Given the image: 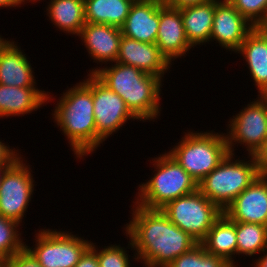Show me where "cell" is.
<instances>
[{
	"label": "cell",
	"instance_id": "obj_29",
	"mask_svg": "<svg viewBox=\"0 0 267 267\" xmlns=\"http://www.w3.org/2000/svg\"><path fill=\"white\" fill-rule=\"evenodd\" d=\"M254 27L267 18V0H228Z\"/></svg>",
	"mask_w": 267,
	"mask_h": 267
},
{
	"label": "cell",
	"instance_id": "obj_27",
	"mask_svg": "<svg viewBox=\"0 0 267 267\" xmlns=\"http://www.w3.org/2000/svg\"><path fill=\"white\" fill-rule=\"evenodd\" d=\"M19 226L18 222L0 215V258L9 259L25 249L26 244L21 239Z\"/></svg>",
	"mask_w": 267,
	"mask_h": 267
},
{
	"label": "cell",
	"instance_id": "obj_20",
	"mask_svg": "<svg viewBox=\"0 0 267 267\" xmlns=\"http://www.w3.org/2000/svg\"><path fill=\"white\" fill-rule=\"evenodd\" d=\"M201 244L207 253L221 257L231 266L238 267L234 260L237 255L236 222L224 213L214 222Z\"/></svg>",
	"mask_w": 267,
	"mask_h": 267
},
{
	"label": "cell",
	"instance_id": "obj_17",
	"mask_svg": "<svg viewBox=\"0 0 267 267\" xmlns=\"http://www.w3.org/2000/svg\"><path fill=\"white\" fill-rule=\"evenodd\" d=\"M159 30V0H135L121 27L122 35L146 43H156Z\"/></svg>",
	"mask_w": 267,
	"mask_h": 267
},
{
	"label": "cell",
	"instance_id": "obj_26",
	"mask_svg": "<svg viewBox=\"0 0 267 267\" xmlns=\"http://www.w3.org/2000/svg\"><path fill=\"white\" fill-rule=\"evenodd\" d=\"M166 267H233L221 257L209 254L204 246L198 243L190 251L174 259Z\"/></svg>",
	"mask_w": 267,
	"mask_h": 267
},
{
	"label": "cell",
	"instance_id": "obj_1",
	"mask_svg": "<svg viewBox=\"0 0 267 267\" xmlns=\"http://www.w3.org/2000/svg\"><path fill=\"white\" fill-rule=\"evenodd\" d=\"M131 210L132 219L124 227V235L129 238L127 248L135 250L134 261L143 266L166 267L198 244L161 209H148L134 203Z\"/></svg>",
	"mask_w": 267,
	"mask_h": 267
},
{
	"label": "cell",
	"instance_id": "obj_2",
	"mask_svg": "<svg viewBox=\"0 0 267 267\" xmlns=\"http://www.w3.org/2000/svg\"><path fill=\"white\" fill-rule=\"evenodd\" d=\"M87 77L61 94L51 114L77 159H84L97 149L92 73Z\"/></svg>",
	"mask_w": 267,
	"mask_h": 267
},
{
	"label": "cell",
	"instance_id": "obj_15",
	"mask_svg": "<svg viewBox=\"0 0 267 267\" xmlns=\"http://www.w3.org/2000/svg\"><path fill=\"white\" fill-rule=\"evenodd\" d=\"M117 63L133 66L163 80L172 67L160 53L156 43L140 42L124 35L121 37Z\"/></svg>",
	"mask_w": 267,
	"mask_h": 267
},
{
	"label": "cell",
	"instance_id": "obj_39",
	"mask_svg": "<svg viewBox=\"0 0 267 267\" xmlns=\"http://www.w3.org/2000/svg\"><path fill=\"white\" fill-rule=\"evenodd\" d=\"M0 267H10L8 259L0 258Z\"/></svg>",
	"mask_w": 267,
	"mask_h": 267
},
{
	"label": "cell",
	"instance_id": "obj_10",
	"mask_svg": "<svg viewBox=\"0 0 267 267\" xmlns=\"http://www.w3.org/2000/svg\"><path fill=\"white\" fill-rule=\"evenodd\" d=\"M21 156L4 174L0 187V215L22 223L34 191L29 163Z\"/></svg>",
	"mask_w": 267,
	"mask_h": 267
},
{
	"label": "cell",
	"instance_id": "obj_3",
	"mask_svg": "<svg viewBox=\"0 0 267 267\" xmlns=\"http://www.w3.org/2000/svg\"><path fill=\"white\" fill-rule=\"evenodd\" d=\"M111 64V65H110ZM89 70L104 85L117 93L127 108L139 120L155 121L161 112V78L133 66L114 62ZM95 69V70H94Z\"/></svg>",
	"mask_w": 267,
	"mask_h": 267
},
{
	"label": "cell",
	"instance_id": "obj_12",
	"mask_svg": "<svg viewBox=\"0 0 267 267\" xmlns=\"http://www.w3.org/2000/svg\"><path fill=\"white\" fill-rule=\"evenodd\" d=\"M254 28L228 0H219L215 6L210 42L214 40L235 53Z\"/></svg>",
	"mask_w": 267,
	"mask_h": 267
},
{
	"label": "cell",
	"instance_id": "obj_31",
	"mask_svg": "<svg viewBox=\"0 0 267 267\" xmlns=\"http://www.w3.org/2000/svg\"><path fill=\"white\" fill-rule=\"evenodd\" d=\"M16 148L10 146L0 140V166H12L22 155Z\"/></svg>",
	"mask_w": 267,
	"mask_h": 267
},
{
	"label": "cell",
	"instance_id": "obj_8",
	"mask_svg": "<svg viewBox=\"0 0 267 267\" xmlns=\"http://www.w3.org/2000/svg\"><path fill=\"white\" fill-rule=\"evenodd\" d=\"M38 232L34 235V248L25 245V249L42 267H75L91 244L67 230L44 228Z\"/></svg>",
	"mask_w": 267,
	"mask_h": 267
},
{
	"label": "cell",
	"instance_id": "obj_13",
	"mask_svg": "<svg viewBox=\"0 0 267 267\" xmlns=\"http://www.w3.org/2000/svg\"><path fill=\"white\" fill-rule=\"evenodd\" d=\"M223 213L234 222L267 226V175H259Z\"/></svg>",
	"mask_w": 267,
	"mask_h": 267
},
{
	"label": "cell",
	"instance_id": "obj_23",
	"mask_svg": "<svg viewBox=\"0 0 267 267\" xmlns=\"http://www.w3.org/2000/svg\"><path fill=\"white\" fill-rule=\"evenodd\" d=\"M46 12L55 28L78 36L86 24L84 0H49Z\"/></svg>",
	"mask_w": 267,
	"mask_h": 267
},
{
	"label": "cell",
	"instance_id": "obj_19",
	"mask_svg": "<svg viewBox=\"0 0 267 267\" xmlns=\"http://www.w3.org/2000/svg\"><path fill=\"white\" fill-rule=\"evenodd\" d=\"M245 59L258 95L267 96V35L255 27L235 52Z\"/></svg>",
	"mask_w": 267,
	"mask_h": 267
},
{
	"label": "cell",
	"instance_id": "obj_33",
	"mask_svg": "<svg viewBox=\"0 0 267 267\" xmlns=\"http://www.w3.org/2000/svg\"><path fill=\"white\" fill-rule=\"evenodd\" d=\"M211 0H163L164 4L174 9H182L189 6L203 4Z\"/></svg>",
	"mask_w": 267,
	"mask_h": 267
},
{
	"label": "cell",
	"instance_id": "obj_21",
	"mask_svg": "<svg viewBox=\"0 0 267 267\" xmlns=\"http://www.w3.org/2000/svg\"><path fill=\"white\" fill-rule=\"evenodd\" d=\"M219 0L180 9L185 34L189 43L195 47L210 42L214 12Z\"/></svg>",
	"mask_w": 267,
	"mask_h": 267
},
{
	"label": "cell",
	"instance_id": "obj_14",
	"mask_svg": "<svg viewBox=\"0 0 267 267\" xmlns=\"http://www.w3.org/2000/svg\"><path fill=\"white\" fill-rule=\"evenodd\" d=\"M156 45L160 53L173 64L176 58L185 57L194 48L187 40L179 9L168 7L159 0V30Z\"/></svg>",
	"mask_w": 267,
	"mask_h": 267
},
{
	"label": "cell",
	"instance_id": "obj_24",
	"mask_svg": "<svg viewBox=\"0 0 267 267\" xmlns=\"http://www.w3.org/2000/svg\"><path fill=\"white\" fill-rule=\"evenodd\" d=\"M135 0H84L86 23L121 28Z\"/></svg>",
	"mask_w": 267,
	"mask_h": 267
},
{
	"label": "cell",
	"instance_id": "obj_4",
	"mask_svg": "<svg viewBox=\"0 0 267 267\" xmlns=\"http://www.w3.org/2000/svg\"><path fill=\"white\" fill-rule=\"evenodd\" d=\"M155 174L138 186L135 203L148 209H162L169 202L198 190V183L166 151L152 158Z\"/></svg>",
	"mask_w": 267,
	"mask_h": 267
},
{
	"label": "cell",
	"instance_id": "obj_6",
	"mask_svg": "<svg viewBox=\"0 0 267 267\" xmlns=\"http://www.w3.org/2000/svg\"><path fill=\"white\" fill-rule=\"evenodd\" d=\"M234 156L235 154L228 153L198 183V190L222 211L260 175L256 156L248 155L247 159L250 160H240V157L235 160Z\"/></svg>",
	"mask_w": 267,
	"mask_h": 267
},
{
	"label": "cell",
	"instance_id": "obj_38",
	"mask_svg": "<svg viewBox=\"0 0 267 267\" xmlns=\"http://www.w3.org/2000/svg\"><path fill=\"white\" fill-rule=\"evenodd\" d=\"M11 166H0V187H1V182L3 179V176L5 172L10 168Z\"/></svg>",
	"mask_w": 267,
	"mask_h": 267
},
{
	"label": "cell",
	"instance_id": "obj_16",
	"mask_svg": "<svg viewBox=\"0 0 267 267\" xmlns=\"http://www.w3.org/2000/svg\"><path fill=\"white\" fill-rule=\"evenodd\" d=\"M78 37L93 62H99L100 65L116 62L122 37L121 28L108 24L86 23Z\"/></svg>",
	"mask_w": 267,
	"mask_h": 267
},
{
	"label": "cell",
	"instance_id": "obj_32",
	"mask_svg": "<svg viewBox=\"0 0 267 267\" xmlns=\"http://www.w3.org/2000/svg\"><path fill=\"white\" fill-rule=\"evenodd\" d=\"M75 267H100L96 252L89 246Z\"/></svg>",
	"mask_w": 267,
	"mask_h": 267
},
{
	"label": "cell",
	"instance_id": "obj_41",
	"mask_svg": "<svg viewBox=\"0 0 267 267\" xmlns=\"http://www.w3.org/2000/svg\"><path fill=\"white\" fill-rule=\"evenodd\" d=\"M27 1V2H26ZM38 1H41V0H22V2H23V4H25V2L26 3H32V4H34L35 2H38ZM34 2V3H33Z\"/></svg>",
	"mask_w": 267,
	"mask_h": 267
},
{
	"label": "cell",
	"instance_id": "obj_28",
	"mask_svg": "<svg viewBox=\"0 0 267 267\" xmlns=\"http://www.w3.org/2000/svg\"><path fill=\"white\" fill-rule=\"evenodd\" d=\"M91 241L90 247L96 252L100 267H130V255L120 244L104 246L101 250ZM97 247V248H96Z\"/></svg>",
	"mask_w": 267,
	"mask_h": 267
},
{
	"label": "cell",
	"instance_id": "obj_36",
	"mask_svg": "<svg viewBox=\"0 0 267 267\" xmlns=\"http://www.w3.org/2000/svg\"><path fill=\"white\" fill-rule=\"evenodd\" d=\"M23 4L22 0H0V9L3 8H7L8 7H21V5Z\"/></svg>",
	"mask_w": 267,
	"mask_h": 267
},
{
	"label": "cell",
	"instance_id": "obj_34",
	"mask_svg": "<svg viewBox=\"0 0 267 267\" xmlns=\"http://www.w3.org/2000/svg\"><path fill=\"white\" fill-rule=\"evenodd\" d=\"M258 171L260 175H267V140L264 147L256 154Z\"/></svg>",
	"mask_w": 267,
	"mask_h": 267
},
{
	"label": "cell",
	"instance_id": "obj_25",
	"mask_svg": "<svg viewBox=\"0 0 267 267\" xmlns=\"http://www.w3.org/2000/svg\"><path fill=\"white\" fill-rule=\"evenodd\" d=\"M236 236L237 255L241 257L255 256L267 249V226L265 225L236 222Z\"/></svg>",
	"mask_w": 267,
	"mask_h": 267
},
{
	"label": "cell",
	"instance_id": "obj_37",
	"mask_svg": "<svg viewBox=\"0 0 267 267\" xmlns=\"http://www.w3.org/2000/svg\"><path fill=\"white\" fill-rule=\"evenodd\" d=\"M262 253L260 257L257 258V260H254L253 264L251 263V265H254L253 267H267V249L264 250Z\"/></svg>",
	"mask_w": 267,
	"mask_h": 267
},
{
	"label": "cell",
	"instance_id": "obj_35",
	"mask_svg": "<svg viewBox=\"0 0 267 267\" xmlns=\"http://www.w3.org/2000/svg\"><path fill=\"white\" fill-rule=\"evenodd\" d=\"M16 42L12 40H6L0 35V55L6 53Z\"/></svg>",
	"mask_w": 267,
	"mask_h": 267
},
{
	"label": "cell",
	"instance_id": "obj_11",
	"mask_svg": "<svg viewBox=\"0 0 267 267\" xmlns=\"http://www.w3.org/2000/svg\"><path fill=\"white\" fill-rule=\"evenodd\" d=\"M92 94L98 148L110 135L119 131L124 126L123 124L127 123V120L138 119L127 108L124 100L104 85L93 73Z\"/></svg>",
	"mask_w": 267,
	"mask_h": 267
},
{
	"label": "cell",
	"instance_id": "obj_30",
	"mask_svg": "<svg viewBox=\"0 0 267 267\" xmlns=\"http://www.w3.org/2000/svg\"><path fill=\"white\" fill-rule=\"evenodd\" d=\"M8 261L10 267H42L26 249L13 255Z\"/></svg>",
	"mask_w": 267,
	"mask_h": 267
},
{
	"label": "cell",
	"instance_id": "obj_9",
	"mask_svg": "<svg viewBox=\"0 0 267 267\" xmlns=\"http://www.w3.org/2000/svg\"><path fill=\"white\" fill-rule=\"evenodd\" d=\"M233 118L229 119L225 133L229 153L235 154V146L244 145L247 155H254L264 147L267 140V96L257 95ZM235 145V146H234Z\"/></svg>",
	"mask_w": 267,
	"mask_h": 267
},
{
	"label": "cell",
	"instance_id": "obj_40",
	"mask_svg": "<svg viewBox=\"0 0 267 267\" xmlns=\"http://www.w3.org/2000/svg\"><path fill=\"white\" fill-rule=\"evenodd\" d=\"M267 35V18L266 20L259 26Z\"/></svg>",
	"mask_w": 267,
	"mask_h": 267
},
{
	"label": "cell",
	"instance_id": "obj_5",
	"mask_svg": "<svg viewBox=\"0 0 267 267\" xmlns=\"http://www.w3.org/2000/svg\"><path fill=\"white\" fill-rule=\"evenodd\" d=\"M184 132L168 153L197 183L213 171L229 153L225 133L211 131Z\"/></svg>",
	"mask_w": 267,
	"mask_h": 267
},
{
	"label": "cell",
	"instance_id": "obj_7",
	"mask_svg": "<svg viewBox=\"0 0 267 267\" xmlns=\"http://www.w3.org/2000/svg\"><path fill=\"white\" fill-rule=\"evenodd\" d=\"M169 220L198 243L207 236L223 211L199 190L174 199L161 209Z\"/></svg>",
	"mask_w": 267,
	"mask_h": 267
},
{
	"label": "cell",
	"instance_id": "obj_18",
	"mask_svg": "<svg viewBox=\"0 0 267 267\" xmlns=\"http://www.w3.org/2000/svg\"><path fill=\"white\" fill-rule=\"evenodd\" d=\"M49 93V94H48ZM49 91L38 87H15L0 84V118L24 116L37 111L52 99ZM53 97V98H52Z\"/></svg>",
	"mask_w": 267,
	"mask_h": 267
},
{
	"label": "cell",
	"instance_id": "obj_22",
	"mask_svg": "<svg viewBox=\"0 0 267 267\" xmlns=\"http://www.w3.org/2000/svg\"><path fill=\"white\" fill-rule=\"evenodd\" d=\"M17 42L0 55V84L15 87H36L34 71Z\"/></svg>",
	"mask_w": 267,
	"mask_h": 267
}]
</instances>
